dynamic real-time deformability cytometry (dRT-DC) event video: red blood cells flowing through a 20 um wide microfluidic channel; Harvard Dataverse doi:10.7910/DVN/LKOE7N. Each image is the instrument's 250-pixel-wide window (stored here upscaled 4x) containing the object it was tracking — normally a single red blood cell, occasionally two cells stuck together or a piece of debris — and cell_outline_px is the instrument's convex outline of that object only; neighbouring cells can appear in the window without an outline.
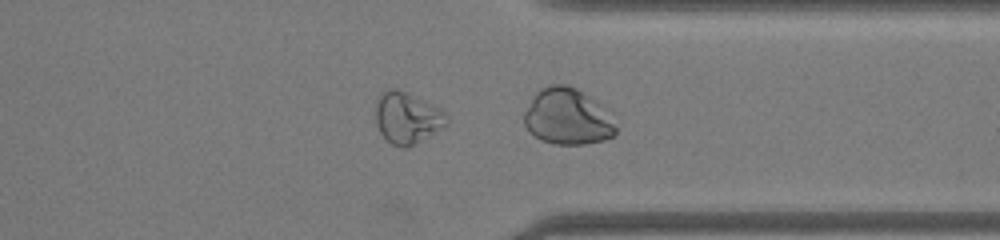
{"species": "common noctule bat (a hibernating species)", "species_latin": "Nyctalus noctula", "temperature_condition": "warm", "stored_images_in_passage": 37, "camera_frame_rate_fps": 3000, "um_per_image_px": 0.085, "animal": {"sex": "male", "body_mass_g": 19.0, "forearm_length_mm": 50.8}, "frame": {"image": 1, "passage_image": 27, "time_ms": 8.667, "image_size_px": [1000, 240], "cell_outline_px": [[448, 124], [412, 144], [404, 148], [400, 148], [392, 144], [380, 132], [376, 124], [376, 100], [388, 88], [396, 88], [440, 108], [448, 116]], "centroid_in_image_um": [34.59, 10.0], "position_along_channel_um": 376.8, "area_um2": 20.81}, "authors_computed_cell_mechanics": {"area_um2": 19.2474, "velocity_mm_per_s": 4.1065, "shape_relaxation_time_tau1_ms": null, "shape_relaxation_time_tau2_ms": 1.3642, "deformation_change_tau1": null, "deformation_change_tau2": 0.0733}}